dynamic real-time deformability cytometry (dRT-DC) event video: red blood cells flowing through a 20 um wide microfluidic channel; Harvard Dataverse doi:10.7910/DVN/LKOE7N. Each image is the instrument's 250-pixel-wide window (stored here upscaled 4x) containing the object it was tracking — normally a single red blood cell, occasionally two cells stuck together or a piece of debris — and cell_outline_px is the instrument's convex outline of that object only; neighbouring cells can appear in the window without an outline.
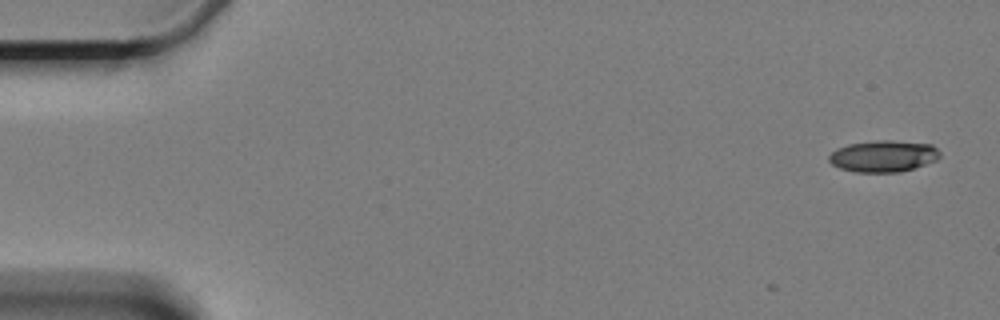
{"species": "Egyptian fruit bat (a non-hibernating species)", "species_latin": "Rousettus aegyptiacus", "temperature_condition": "cold", "stored_images_in_passage": 6, "camera_frame_rate_fps": 3000, "um_per_image_px": 0.085, "animal": {"sex": "female"}, "frame": {"image": 1, "passage_image": 1, "time_ms": 0.0, "image_size_px": [1000, 320], "cell_outline_px": [[940, 156], [936, 160], [900, 172], [856, 172], [840, 168], [832, 164], [828, 160], [828, 156], [836, 148], [848, 144], [876, 140], [892, 140], [932, 144], [940, 152]], "centroid_in_image_um": [75.07, 13.26], "position_along_channel_um": 9.9, "area_um2": 20.4}}